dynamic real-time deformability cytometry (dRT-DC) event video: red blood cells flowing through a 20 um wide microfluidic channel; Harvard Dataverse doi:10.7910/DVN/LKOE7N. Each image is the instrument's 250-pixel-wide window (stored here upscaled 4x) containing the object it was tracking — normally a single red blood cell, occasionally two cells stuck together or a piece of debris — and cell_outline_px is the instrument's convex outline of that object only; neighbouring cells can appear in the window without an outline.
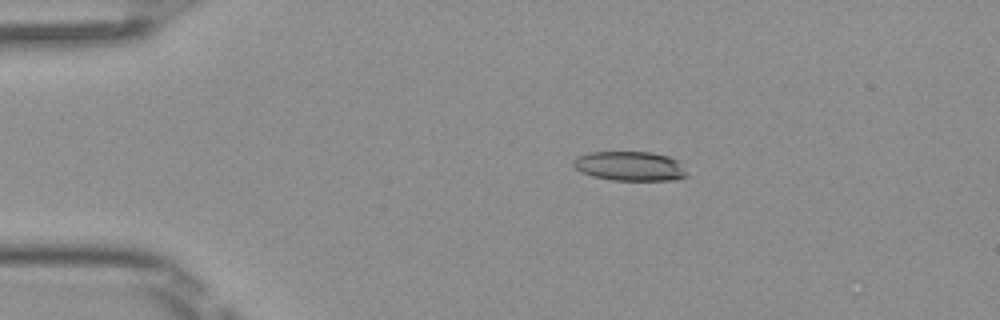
{"species": "Egyptian fruit bat (a non-hibernating species)", "species_latin": "Rousettus aegyptiacus", "temperature_condition": "room temperature", "stored_images_in_passage": 6, "camera_frame_rate_fps": 3000, "um_per_image_px": 0.085, "frame": {"image": 1, "passage_image": 2, "time_ms": 0.333, "image_size_px": [1000, 320], "cell_outline_px": [[688, 176], [676, 180], [612, 180], [592, 176], [580, 172], [572, 164], [572, 160], [576, 156], [588, 152], [652, 152], [668, 156], [676, 160], [688, 172]], "centroid_in_image_um": [53.52, 14.12], "position_along_channel_um": 31.5, "area_um2": 19.65}}
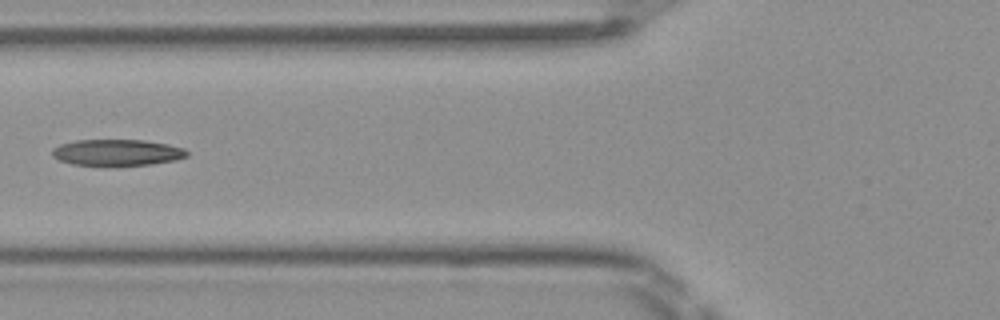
{"frame": {"image": 2, "passage_image": 5, "time_ms": 1.333, "image_size_px": [1000, 320], "cell_outline_px": [[188, 156], [176, 160], [152, 164], [112, 168], [104, 168], [72, 164], [60, 160], [52, 156], [52, 148], [60, 144], [76, 140], [144, 140], [168, 144], [184, 148], [188, 152]], "centroid_in_image_um": [9.94, 13.0], "position_along_channel_um": 115.9, "area_um2": 21.56}}
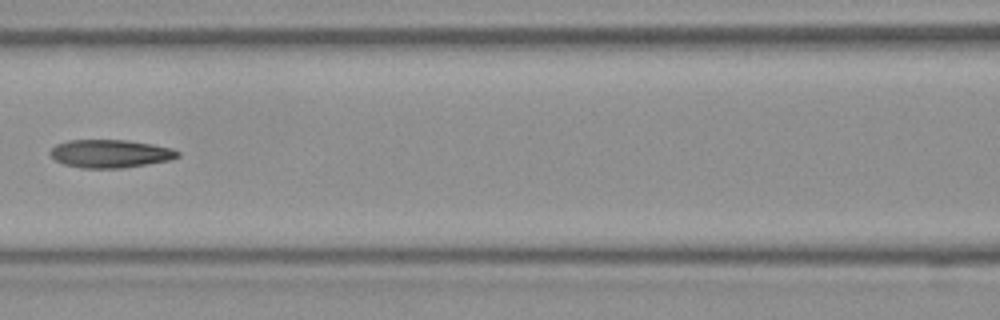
{"frame": {"image": 3, "passage_image": 6, "time_ms": 1.667, "image_size_px": [1000, 320], "cell_outline_px": [[180, 156], [172, 160], [148, 164], [120, 168], [80, 168], [64, 164], [56, 160], [48, 152], [56, 144], [68, 140], [128, 140], [152, 144], [172, 148], [180, 152]], "centroid_in_image_um": [9.39, 13.06], "position_along_channel_um": 157.2, "area_um2": 20.98}}